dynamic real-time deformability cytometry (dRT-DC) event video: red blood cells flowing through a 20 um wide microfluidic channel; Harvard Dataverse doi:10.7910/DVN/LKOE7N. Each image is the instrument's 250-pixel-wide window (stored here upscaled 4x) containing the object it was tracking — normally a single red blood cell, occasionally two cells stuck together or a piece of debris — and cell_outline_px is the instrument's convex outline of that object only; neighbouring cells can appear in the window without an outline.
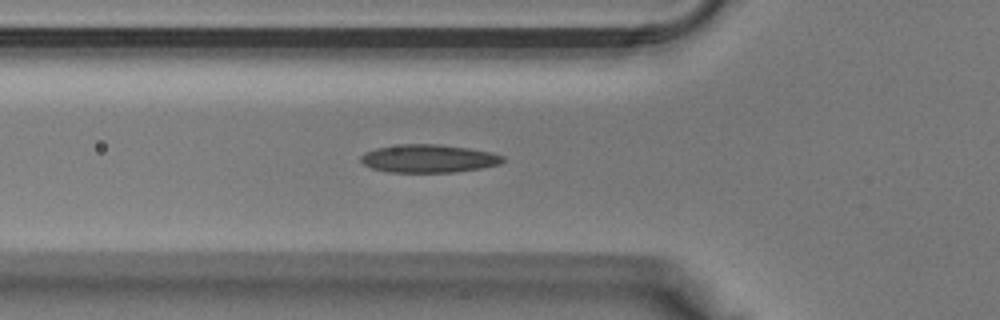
{"species": "Egyptian fruit bat (a non-hibernating species)", "species_latin": "Rousettus aegyptiacus", "temperature_condition": "warm", "stored_images_in_passage": 24, "camera_frame_rate_fps": 3000, "um_per_image_px": 0.085, "animal": {"sex": "male"}, "frame": {"image": 1, "passage_image": 3, "time_ms": 0.667, "image_size_px": [1000, 320], "cell_outline_px": [[504, 160], [500, 164], [480, 168], [456, 172], [388, 172], [372, 168], [364, 164], [360, 160], [360, 156], [364, 152], [376, 148], [400, 144], [436, 144], [468, 148], [492, 152], [504, 156]], "centroid_in_image_um": [36.42, 13.47], "position_along_channel_um": 89.4, "area_um2": 23.24}}
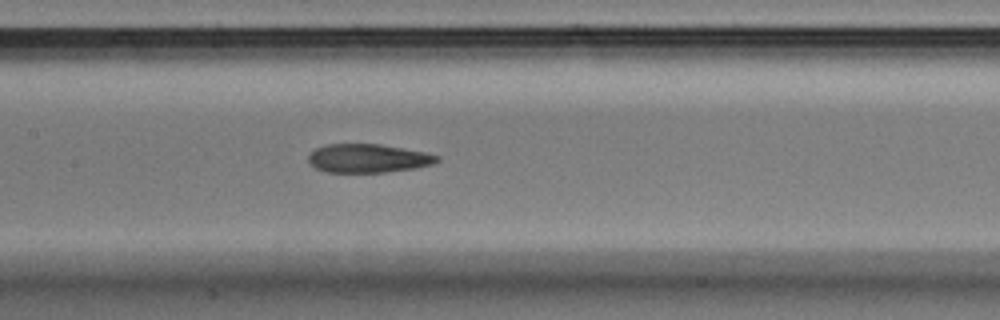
{"frame": {"image": 2, "passage_image": 8, "time_ms": 2.333, "image_size_px": [1000, 320], "cell_outline_px": [[440, 160], [432, 164], [416, 168], [384, 172], [324, 172], [316, 168], [308, 160], [308, 152], [316, 148], [328, 144], [380, 144], [424, 152], [440, 156]], "centroid_in_image_um": [31.27, 13.45], "position_along_channel_um": 176.1, "area_um2": 21.44}}
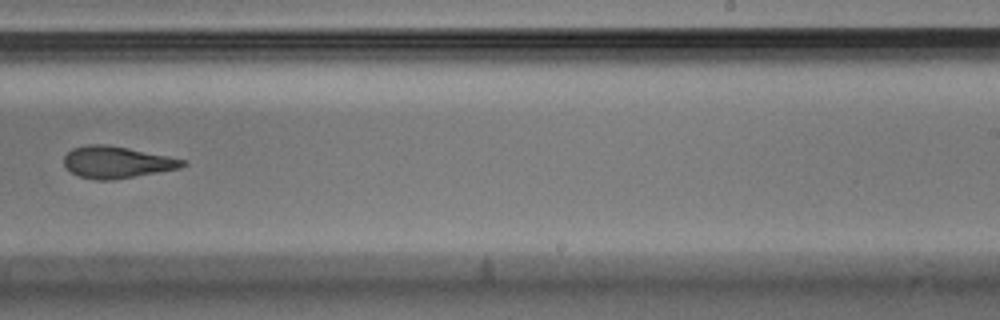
{"frame": {"image": 3, "passage_image": 14, "time_ms": 4.333, "image_size_px": [1000, 320], "cell_outline_px": [[188, 164], [180, 168], [136, 176], [112, 180], [96, 180], [80, 176], [72, 172], [64, 164], [64, 156], [72, 148], [88, 144], [104, 144], [128, 148], [168, 156], [184, 160]], "centroid_in_image_um": [9.92, 13.78], "position_along_channel_um": 279.1, "area_um2": 21.79}}